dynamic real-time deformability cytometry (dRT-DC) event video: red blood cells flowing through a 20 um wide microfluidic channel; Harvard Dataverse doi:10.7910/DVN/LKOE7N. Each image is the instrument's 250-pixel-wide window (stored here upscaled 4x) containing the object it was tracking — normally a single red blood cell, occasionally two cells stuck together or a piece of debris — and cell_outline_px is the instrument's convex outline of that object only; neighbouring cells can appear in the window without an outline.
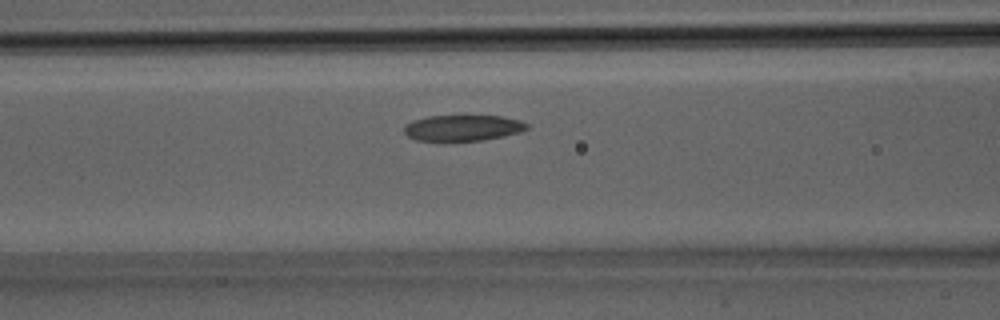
{"species": "Egyptian fruit bat (a non-hibernating species)", "species_latin": "Rousettus aegyptiacus", "temperature_condition": "room temperature", "stored_images_in_passage": 24, "camera_frame_rate_fps": 3000, "um_per_image_px": 0.085, "animal": {"sex": "male"}, "frame": {"image": 1, "passage_image": 6, "time_ms": 1.667, "image_size_px": [1000, 320], "cell_outline_px": [[528, 128], [520, 132], [504, 136], [484, 140], [416, 140], [408, 136], [404, 132], [404, 124], [412, 120], [428, 116], [500, 116], [520, 120], [528, 124]], "centroid_in_image_um": [39.33, 10.86], "position_along_channel_um": 127.3, "area_um2": 18.44}}
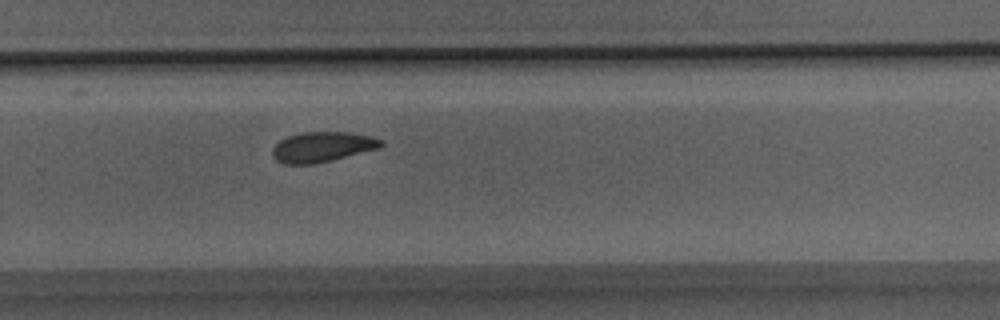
{"frame": {"image": 2, "passage_image": 14, "time_ms": 4.333, "image_size_px": [1000, 320], "cell_outline_px": [[384, 144], [380, 148], [316, 164], [284, 164], [276, 160], [272, 156], [272, 148], [280, 140], [288, 136], [300, 132], [348, 132], [372, 136], [384, 140]], "centroid_in_image_um": [27.41, 12.49], "position_along_channel_um": 302.4, "area_um2": 19.31}}
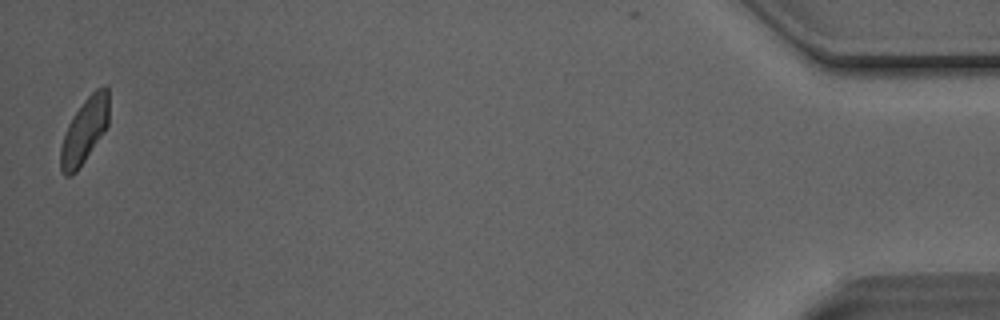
{"frame": {"image": 3, "passage_image": 24, "time_ms": 7.667, "image_size_px": [1000, 320], "cell_outline_px": [[108, 124], [104, 132], [76, 172], [72, 176], [64, 176], [60, 172], [60, 148], [68, 124], [84, 100], [96, 88], [104, 84], [108, 88]], "centroid_in_image_um": [7.17, 11.12], "position_along_channel_um": 428.0, "area_um2": 18.26}}